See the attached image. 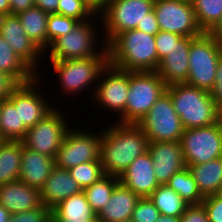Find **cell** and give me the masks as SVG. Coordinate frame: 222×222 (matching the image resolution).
<instances>
[{
  "instance_id": "cell-32",
  "label": "cell",
  "mask_w": 222,
  "mask_h": 222,
  "mask_svg": "<svg viewBox=\"0 0 222 222\" xmlns=\"http://www.w3.org/2000/svg\"><path fill=\"white\" fill-rule=\"evenodd\" d=\"M189 205L201 204L204 197L197 188L195 179L191 175L188 167L175 173L166 184Z\"/></svg>"
},
{
  "instance_id": "cell-19",
  "label": "cell",
  "mask_w": 222,
  "mask_h": 222,
  "mask_svg": "<svg viewBox=\"0 0 222 222\" xmlns=\"http://www.w3.org/2000/svg\"><path fill=\"white\" fill-rule=\"evenodd\" d=\"M195 37H182L167 56L160 60L156 72L165 82L172 85L186 83L189 72V48Z\"/></svg>"
},
{
  "instance_id": "cell-1",
  "label": "cell",
  "mask_w": 222,
  "mask_h": 222,
  "mask_svg": "<svg viewBox=\"0 0 222 222\" xmlns=\"http://www.w3.org/2000/svg\"><path fill=\"white\" fill-rule=\"evenodd\" d=\"M104 124L100 142L103 172L119 177L138 156L148 151L149 141L137 124Z\"/></svg>"
},
{
  "instance_id": "cell-53",
  "label": "cell",
  "mask_w": 222,
  "mask_h": 222,
  "mask_svg": "<svg viewBox=\"0 0 222 222\" xmlns=\"http://www.w3.org/2000/svg\"><path fill=\"white\" fill-rule=\"evenodd\" d=\"M123 222H134V221L129 219V220H126V221H123Z\"/></svg>"
},
{
  "instance_id": "cell-50",
  "label": "cell",
  "mask_w": 222,
  "mask_h": 222,
  "mask_svg": "<svg viewBox=\"0 0 222 222\" xmlns=\"http://www.w3.org/2000/svg\"><path fill=\"white\" fill-rule=\"evenodd\" d=\"M156 222H180V217L167 216V215L160 214Z\"/></svg>"
},
{
  "instance_id": "cell-42",
  "label": "cell",
  "mask_w": 222,
  "mask_h": 222,
  "mask_svg": "<svg viewBox=\"0 0 222 222\" xmlns=\"http://www.w3.org/2000/svg\"><path fill=\"white\" fill-rule=\"evenodd\" d=\"M136 29L149 35H156L160 31L154 10L148 13L142 22H138Z\"/></svg>"
},
{
  "instance_id": "cell-12",
  "label": "cell",
  "mask_w": 222,
  "mask_h": 222,
  "mask_svg": "<svg viewBox=\"0 0 222 222\" xmlns=\"http://www.w3.org/2000/svg\"><path fill=\"white\" fill-rule=\"evenodd\" d=\"M58 150L55 158V166L60 169H70L81 163L96 161L100 159V142L102 129L92 132L74 128L71 126Z\"/></svg>"
},
{
  "instance_id": "cell-8",
  "label": "cell",
  "mask_w": 222,
  "mask_h": 222,
  "mask_svg": "<svg viewBox=\"0 0 222 222\" xmlns=\"http://www.w3.org/2000/svg\"><path fill=\"white\" fill-rule=\"evenodd\" d=\"M155 0H110L99 13L105 43L108 45L118 34L136 29L147 14L153 11Z\"/></svg>"
},
{
  "instance_id": "cell-29",
  "label": "cell",
  "mask_w": 222,
  "mask_h": 222,
  "mask_svg": "<svg viewBox=\"0 0 222 222\" xmlns=\"http://www.w3.org/2000/svg\"><path fill=\"white\" fill-rule=\"evenodd\" d=\"M25 125H19L18 106L7 98L0 101V138L22 141L27 133Z\"/></svg>"
},
{
  "instance_id": "cell-24",
  "label": "cell",
  "mask_w": 222,
  "mask_h": 222,
  "mask_svg": "<svg viewBox=\"0 0 222 222\" xmlns=\"http://www.w3.org/2000/svg\"><path fill=\"white\" fill-rule=\"evenodd\" d=\"M54 222L97 221V214L89 205L83 191L60 202L52 209Z\"/></svg>"
},
{
  "instance_id": "cell-30",
  "label": "cell",
  "mask_w": 222,
  "mask_h": 222,
  "mask_svg": "<svg viewBox=\"0 0 222 222\" xmlns=\"http://www.w3.org/2000/svg\"><path fill=\"white\" fill-rule=\"evenodd\" d=\"M160 214L167 216L181 217L186 211L187 204L178 193L173 191L168 185H159L149 196Z\"/></svg>"
},
{
  "instance_id": "cell-35",
  "label": "cell",
  "mask_w": 222,
  "mask_h": 222,
  "mask_svg": "<svg viewBox=\"0 0 222 222\" xmlns=\"http://www.w3.org/2000/svg\"><path fill=\"white\" fill-rule=\"evenodd\" d=\"M78 22L73 18L58 13L49 14L47 20V49L59 37L72 31Z\"/></svg>"
},
{
  "instance_id": "cell-43",
  "label": "cell",
  "mask_w": 222,
  "mask_h": 222,
  "mask_svg": "<svg viewBox=\"0 0 222 222\" xmlns=\"http://www.w3.org/2000/svg\"><path fill=\"white\" fill-rule=\"evenodd\" d=\"M215 84L210 91V95L216 105L222 109V57L220 58L215 75Z\"/></svg>"
},
{
  "instance_id": "cell-28",
  "label": "cell",
  "mask_w": 222,
  "mask_h": 222,
  "mask_svg": "<svg viewBox=\"0 0 222 222\" xmlns=\"http://www.w3.org/2000/svg\"><path fill=\"white\" fill-rule=\"evenodd\" d=\"M28 37L45 53L47 50V20L49 14L33 6L17 14Z\"/></svg>"
},
{
  "instance_id": "cell-49",
  "label": "cell",
  "mask_w": 222,
  "mask_h": 222,
  "mask_svg": "<svg viewBox=\"0 0 222 222\" xmlns=\"http://www.w3.org/2000/svg\"><path fill=\"white\" fill-rule=\"evenodd\" d=\"M10 15V1L0 0V16Z\"/></svg>"
},
{
  "instance_id": "cell-52",
  "label": "cell",
  "mask_w": 222,
  "mask_h": 222,
  "mask_svg": "<svg viewBox=\"0 0 222 222\" xmlns=\"http://www.w3.org/2000/svg\"><path fill=\"white\" fill-rule=\"evenodd\" d=\"M217 195L222 198V186L220 187L219 191L217 192Z\"/></svg>"
},
{
  "instance_id": "cell-33",
  "label": "cell",
  "mask_w": 222,
  "mask_h": 222,
  "mask_svg": "<svg viewBox=\"0 0 222 222\" xmlns=\"http://www.w3.org/2000/svg\"><path fill=\"white\" fill-rule=\"evenodd\" d=\"M196 22L209 33L222 18V0H191Z\"/></svg>"
},
{
  "instance_id": "cell-48",
  "label": "cell",
  "mask_w": 222,
  "mask_h": 222,
  "mask_svg": "<svg viewBox=\"0 0 222 222\" xmlns=\"http://www.w3.org/2000/svg\"><path fill=\"white\" fill-rule=\"evenodd\" d=\"M209 34L215 38L219 43L222 41V18L215 25V27L209 32Z\"/></svg>"
},
{
  "instance_id": "cell-9",
  "label": "cell",
  "mask_w": 222,
  "mask_h": 222,
  "mask_svg": "<svg viewBox=\"0 0 222 222\" xmlns=\"http://www.w3.org/2000/svg\"><path fill=\"white\" fill-rule=\"evenodd\" d=\"M57 105L37 124L27 130L22 140L25 147L51 158H56L67 131L70 129L66 114ZM65 114V115H64Z\"/></svg>"
},
{
  "instance_id": "cell-7",
  "label": "cell",
  "mask_w": 222,
  "mask_h": 222,
  "mask_svg": "<svg viewBox=\"0 0 222 222\" xmlns=\"http://www.w3.org/2000/svg\"><path fill=\"white\" fill-rule=\"evenodd\" d=\"M221 54L220 43L209 33L195 37L189 48V72L186 84L210 92Z\"/></svg>"
},
{
  "instance_id": "cell-26",
  "label": "cell",
  "mask_w": 222,
  "mask_h": 222,
  "mask_svg": "<svg viewBox=\"0 0 222 222\" xmlns=\"http://www.w3.org/2000/svg\"><path fill=\"white\" fill-rule=\"evenodd\" d=\"M187 167L203 197L217 194L222 186V157Z\"/></svg>"
},
{
  "instance_id": "cell-2",
  "label": "cell",
  "mask_w": 222,
  "mask_h": 222,
  "mask_svg": "<svg viewBox=\"0 0 222 222\" xmlns=\"http://www.w3.org/2000/svg\"><path fill=\"white\" fill-rule=\"evenodd\" d=\"M109 64L129 72L156 71L155 35L137 29L118 34L108 45Z\"/></svg>"
},
{
  "instance_id": "cell-25",
  "label": "cell",
  "mask_w": 222,
  "mask_h": 222,
  "mask_svg": "<svg viewBox=\"0 0 222 222\" xmlns=\"http://www.w3.org/2000/svg\"><path fill=\"white\" fill-rule=\"evenodd\" d=\"M0 71L10 76L17 84H26L38 74L11 48L0 35Z\"/></svg>"
},
{
  "instance_id": "cell-45",
  "label": "cell",
  "mask_w": 222,
  "mask_h": 222,
  "mask_svg": "<svg viewBox=\"0 0 222 222\" xmlns=\"http://www.w3.org/2000/svg\"><path fill=\"white\" fill-rule=\"evenodd\" d=\"M10 15H17L20 12L26 11L34 6V0H9Z\"/></svg>"
},
{
  "instance_id": "cell-23",
  "label": "cell",
  "mask_w": 222,
  "mask_h": 222,
  "mask_svg": "<svg viewBox=\"0 0 222 222\" xmlns=\"http://www.w3.org/2000/svg\"><path fill=\"white\" fill-rule=\"evenodd\" d=\"M140 197L119 182L108 204L97 215L98 222H123L131 219L133 209Z\"/></svg>"
},
{
  "instance_id": "cell-6",
  "label": "cell",
  "mask_w": 222,
  "mask_h": 222,
  "mask_svg": "<svg viewBox=\"0 0 222 222\" xmlns=\"http://www.w3.org/2000/svg\"><path fill=\"white\" fill-rule=\"evenodd\" d=\"M167 85L156 71L129 72V91L121 124H137L166 91Z\"/></svg>"
},
{
  "instance_id": "cell-11",
  "label": "cell",
  "mask_w": 222,
  "mask_h": 222,
  "mask_svg": "<svg viewBox=\"0 0 222 222\" xmlns=\"http://www.w3.org/2000/svg\"><path fill=\"white\" fill-rule=\"evenodd\" d=\"M180 144L186 166L222 157V120L210 126L185 129Z\"/></svg>"
},
{
  "instance_id": "cell-20",
  "label": "cell",
  "mask_w": 222,
  "mask_h": 222,
  "mask_svg": "<svg viewBox=\"0 0 222 222\" xmlns=\"http://www.w3.org/2000/svg\"><path fill=\"white\" fill-rule=\"evenodd\" d=\"M0 204L11 214L26 212L43 205L40 190L20 180L0 186Z\"/></svg>"
},
{
  "instance_id": "cell-40",
  "label": "cell",
  "mask_w": 222,
  "mask_h": 222,
  "mask_svg": "<svg viewBox=\"0 0 222 222\" xmlns=\"http://www.w3.org/2000/svg\"><path fill=\"white\" fill-rule=\"evenodd\" d=\"M201 204L206 209L209 222H222V198L217 194L209 195Z\"/></svg>"
},
{
  "instance_id": "cell-18",
  "label": "cell",
  "mask_w": 222,
  "mask_h": 222,
  "mask_svg": "<svg viewBox=\"0 0 222 222\" xmlns=\"http://www.w3.org/2000/svg\"><path fill=\"white\" fill-rule=\"evenodd\" d=\"M119 180L140 198L149 197L159 186L149 151L138 156L119 176Z\"/></svg>"
},
{
  "instance_id": "cell-22",
  "label": "cell",
  "mask_w": 222,
  "mask_h": 222,
  "mask_svg": "<svg viewBox=\"0 0 222 222\" xmlns=\"http://www.w3.org/2000/svg\"><path fill=\"white\" fill-rule=\"evenodd\" d=\"M54 167V158L30 150L23 144L21 171L18 180L40 190Z\"/></svg>"
},
{
  "instance_id": "cell-54",
  "label": "cell",
  "mask_w": 222,
  "mask_h": 222,
  "mask_svg": "<svg viewBox=\"0 0 222 222\" xmlns=\"http://www.w3.org/2000/svg\"><path fill=\"white\" fill-rule=\"evenodd\" d=\"M220 47H221V54H222V41L220 42Z\"/></svg>"
},
{
  "instance_id": "cell-17",
  "label": "cell",
  "mask_w": 222,
  "mask_h": 222,
  "mask_svg": "<svg viewBox=\"0 0 222 222\" xmlns=\"http://www.w3.org/2000/svg\"><path fill=\"white\" fill-rule=\"evenodd\" d=\"M148 151L153 160L155 177L159 185H165L169 179L187 167L180 141L149 142Z\"/></svg>"
},
{
  "instance_id": "cell-51",
  "label": "cell",
  "mask_w": 222,
  "mask_h": 222,
  "mask_svg": "<svg viewBox=\"0 0 222 222\" xmlns=\"http://www.w3.org/2000/svg\"><path fill=\"white\" fill-rule=\"evenodd\" d=\"M11 213L0 204V222H9Z\"/></svg>"
},
{
  "instance_id": "cell-3",
  "label": "cell",
  "mask_w": 222,
  "mask_h": 222,
  "mask_svg": "<svg viewBox=\"0 0 222 222\" xmlns=\"http://www.w3.org/2000/svg\"><path fill=\"white\" fill-rule=\"evenodd\" d=\"M96 19L101 27L95 24L97 23ZM99 28L102 29L100 14H97L93 19L78 22L72 31L59 37L45 51L44 60L63 61L87 57H108L107 44L103 34H100L103 31ZM46 53L49 55L48 57Z\"/></svg>"
},
{
  "instance_id": "cell-14",
  "label": "cell",
  "mask_w": 222,
  "mask_h": 222,
  "mask_svg": "<svg viewBox=\"0 0 222 222\" xmlns=\"http://www.w3.org/2000/svg\"><path fill=\"white\" fill-rule=\"evenodd\" d=\"M129 91V71L110 65L102 70L91 102L119 117L124 111ZM102 106V107H101ZM106 108V109H105Z\"/></svg>"
},
{
  "instance_id": "cell-47",
  "label": "cell",
  "mask_w": 222,
  "mask_h": 222,
  "mask_svg": "<svg viewBox=\"0 0 222 222\" xmlns=\"http://www.w3.org/2000/svg\"><path fill=\"white\" fill-rule=\"evenodd\" d=\"M91 8L96 12L100 13L108 4L110 0H84Z\"/></svg>"
},
{
  "instance_id": "cell-36",
  "label": "cell",
  "mask_w": 222,
  "mask_h": 222,
  "mask_svg": "<svg viewBox=\"0 0 222 222\" xmlns=\"http://www.w3.org/2000/svg\"><path fill=\"white\" fill-rule=\"evenodd\" d=\"M57 13L79 22L93 19L98 14L84 0H59Z\"/></svg>"
},
{
  "instance_id": "cell-46",
  "label": "cell",
  "mask_w": 222,
  "mask_h": 222,
  "mask_svg": "<svg viewBox=\"0 0 222 222\" xmlns=\"http://www.w3.org/2000/svg\"><path fill=\"white\" fill-rule=\"evenodd\" d=\"M58 4L59 0H34V6L48 14L57 13Z\"/></svg>"
},
{
  "instance_id": "cell-13",
  "label": "cell",
  "mask_w": 222,
  "mask_h": 222,
  "mask_svg": "<svg viewBox=\"0 0 222 222\" xmlns=\"http://www.w3.org/2000/svg\"><path fill=\"white\" fill-rule=\"evenodd\" d=\"M42 80L43 78L38 75L31 82L18 84L8 97L14 106H18L19 125H25L27 129L37 124L56 106L50 103L47 92L42 88Z\"/></svg>"
},
{
  "instance_id": "cell-27",
  "label": "cell",
  "mask_w": 222,
  "mask_h": 222,
  "mask_svg": "<svg viewBox=\"0 0 222 222\" xmlns=\"http://www.w3.org/2000/svg\"><path fill=\"white\" fill-rule=\"evenodd\" d=\"M23 142L3 140L0 143V186L19 179Z\"/></svg>"
},
{
  "instance_id": "cell-37",
  "label": "cell",
  "mask_w": 222,
  "mask_h": 222,
  "mask_svg": "<svg viewBox=\"0 0 222 222\" xmlns=\"http://www.w3.org/2000/svg\"><path fill=\"white\" fill-rule=\"evenodd\" d=\"M160 212L155 207L154 203L149 199L140 198L133 209L131 220L134 222H156Z\"/></svg>"
},
{
  "instance_id": "cell-15",
  "label": "cell",
  "mask_w": 222,
  "mask_h": 222,
  "mask_svg": "<svg viewBox=\"0 0 222 222\" xmlns=\"http://www.w3.org/2000/svg\"><path fill=\"white\" fill-rule=\"evenodd\" d=\"M160 31H169L183 37H198L199 28L191 0H155L153 8Z\"/></svg>"
},
{
  "instance_id": "cell-31",
  "label": "cell",
  "mask_w": 222,
  "mask_h": 222,
  "mask_svg": "<svg viewBox=\"0 0 222 222\" xmlns=\"http://www.w3.org/2000/svg\"><path fill=\"white\" fill-rule=\"evenodd\" d=\"M119 182V177L105 174L96 183L83 189L89 205L97 215L108 204L111 193Z\"/></svg>"
},
{
  "instance_id": "cell-21",
  "label": "cell",
  "mask_w": 222,
  "mask_h": 222,
  "mask_svg": "<svg viewBox=\"0 0 222 222\" xmlns=\"http://www.w3.org/2000/svg\"><path fill=\"white\" fill-rule=\"evenodd\" d=\"M83 191L73 180L67 169L56 166L52 169L50 176L40 189L42 203L51 210L60 202Z\"/></svg>"
},
{
  "instance_id": "cell-44",
  "label": "cell",
  "mask_w": 222,
  "mask_h": 222,
  "mask_svg": "<svg viewBox=\"0 0 222 222\" xmlns=\"http://www.w3.org/2000/svg\"><path fill=\"white\" fill-rule=\"evenodd\" d=\"M17 85L10 76L0 71V101L7 99Z\"/></svg>"
},
{
  "instance_id": "cell-4",
  "label": "cell",
  "mask_w": 222,
  "mask_h": 222,
  "mask_svg": "<svg viewBox=\"0 0 222 222\" xmlns=\"http://www.w3.org/2000/svg\"><path fill=\"white\" fill-rule=\"evenodd\" d=\"M166 92L184 129L210 126L221 119V109L208 91L186 83H176L168 85Z\"/></svg>"
},
{
  "instance_id": "cell-5",
  "label": "cell",
  "mask_w": 222,
  "mask_h": 222,
  "mask_svg": "<svg viewBox=\"0 0 222 222\" xmlns=\"http://www.w3.org/2000/svg\"><path fill=\"white\" fill-rule=\"evenodd\" d=\"M51 64H50V63ZM60 83L58 89L64 97L84 93L85 89H91L90 97L93 96L97 86L100 73L109 63L108 57H87L69 59L63 61H48ZM92 86V87H91ZM77 94V95H76ZM66 95V96H65Z\"/></svg>"
},
{
  "instance_id": "cell-16",
  "label": "cell",
  "mask_w": 222,
  "mask_h": 222,
  "mask_svg": "<svg viewBox=\"0 0 222 222\" xmlns=\"http://www.w3.org/2000/svg\"><path fill=\"white\" fill-rule=\"evenodd\" d=\"M0 35L38 75L43 73L39 68L45 61V53L25 33L17 15L0 16Z\"/></svg>"
},
{
  "instance_id": "cell-34",
  "label": "cell",
  "mask_w": 222,
  "mask_h": 222,
  "mask_svg": "<svg viewBox=\"0 0 222 222\" xmlns=\"http://www.w3.org/2000/svg\"><path fill=\"white\" fill-rule=\"evenodd\" d=\"M68 170L73 180L82 190L96 183L105 175L100 159L81 163Z\"/></svg>"
},
{
  "instance_id": "cell-39",
  "label": "cell",
  "mask_w": 222,
  "mask_h": 222,
  "mask_svg": "<svg viewBox=\"0 0 222 222\" xmlns=\"http://www.w3.org/2000/svg\"><path fill=\"white\" fill-rule=\"evenodd\" d=\"M182 37L183 36L171 33L169 31H159L155 35V47L157 50L158 65L160 60L167 56L168 52L173 49V47Z\"/></svg>"
},
{
  "instance_id": "cell-10",
  "label": "cell",
  "mask_w": 222,
  "mask_h": 222,
  "mask_svg": "<svg viewBox=\"0 0 222 222\" xmlns=\"http://www.w3.org/2000/svg\"><path fill=\"white\" fill-rule=\"evenodd\" d=\"M137 125L144 131L149 142H178L185 130L166 91Z\"/></svg>"
},
{
  "instance_id": "cell-41",
  "label": "cell",
  "mask_w": 222,
  "mask_h": 222,
  "mask_svg": "<svg viewBox=\"0 0 222 222\" xmlns=\"http://www.w3.org/2000/svg\"><path fill=\"white\" fill-rule=\"evenodd\" d=\"M180 222H209L205 207L202 204L189 205Z\"/></svg>"
},
{
  "instance_id": "cell-38",
  "label": "cell",
  "mask_w": 222,
  "mask_h": 222,
  "mask_svg": "<svg viewBox=\"0 0 222 222\" xmlns=\"http://www.w3.org/2000/svg\"><path fill=\"white\" fill-rule=\"evenodd\" d=\"M52 210L42 205L22 213L11 214L9 222H51Z\"/></svg>"
}]
</instances>
